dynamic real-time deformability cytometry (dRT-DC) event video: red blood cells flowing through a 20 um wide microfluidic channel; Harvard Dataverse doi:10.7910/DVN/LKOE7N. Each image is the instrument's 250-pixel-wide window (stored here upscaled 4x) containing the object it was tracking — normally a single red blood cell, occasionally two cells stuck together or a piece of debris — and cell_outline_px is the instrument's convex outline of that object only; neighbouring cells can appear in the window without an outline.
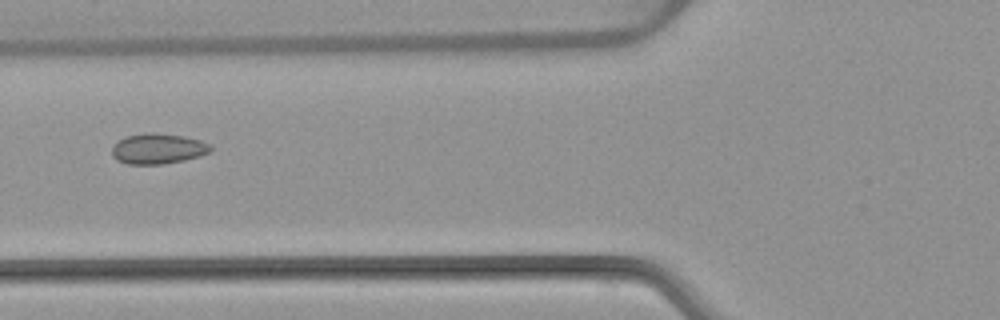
{"species": "common noctule bat (a hibernating species)", "species_latin": "Nyctalus noctula", "temperature_condition": "warm", "stored_images_in_passage": 4, "camera_frame_rate_fps": 3000, "um_per_image_px": 0.085, "animal": {"sex": "female", "body_mass_g": 22.7, "forearm_length_mm": 54.2}, "frame": {"image": 1, "passage_image": 4, "time_ms": 4.667, "image_size_px": [1000, 320], "cell_outline_px": [[212, 148], [208, 152], [200, 156], [184, 160], [164, 164], [128, 164], [116, 160], [112, 156], [112, 148], [120, 140], [128, 136], [148, 132], [184, 136], [200, 140], [208, 144]], "centroid_in_image_um": [13.42, 12.65], "position_along_channel_um": 112.4, "area_um2": 17.28}}